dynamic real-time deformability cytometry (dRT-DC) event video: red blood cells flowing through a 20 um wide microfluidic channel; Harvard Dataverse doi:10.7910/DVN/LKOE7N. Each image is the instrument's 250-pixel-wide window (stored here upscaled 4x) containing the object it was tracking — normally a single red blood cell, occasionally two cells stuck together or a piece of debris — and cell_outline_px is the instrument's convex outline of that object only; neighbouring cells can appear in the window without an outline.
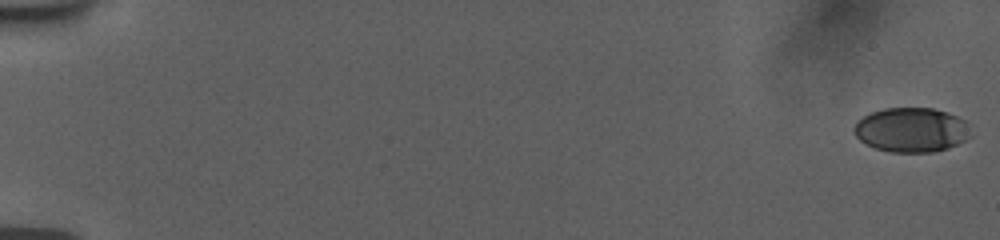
{"species": "human", "species_latin": "Homo sapiens", "temperature_condition": "room temperature", "stored_images_in_passage": 57, "camera_frame_rate_fps": 3000, "um_per_image_px": 0.085, "donor": {"sex": "female"}, "frame": {"image": 1, "passage_image": 1, "time_ms": 0.0, "image_size_px": [1000, 240], "cell_outline_px": [[972, 136], [948, 148], [932, 152], [892, 152], [876, 148], [860, 140], [856, 136], [852, 128], [864, 116], [872, 112], [884, 108], [932, 108], [948, 112], [972, 124]], "centroid_in_image_um": [77.53, 11.03], "position_along_channel_um": 7.5, "area_um2": 30.35}}
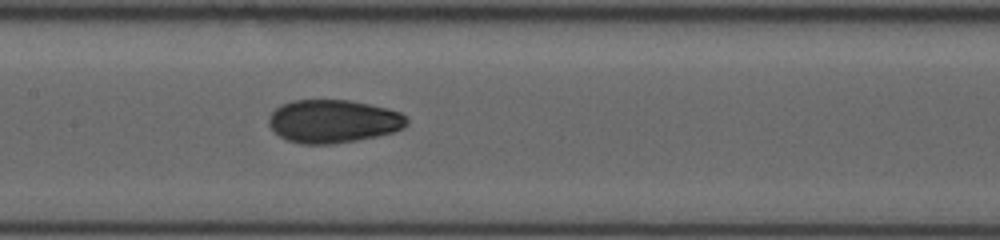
{"frame": {"image": 2, "passage_image": 30, "time_ms": 9.667, "image_size_px": [1000, 240], "cell_outline_px": [[408, 124], [404, 128], [392, 132], [376, 136], [356, 140], [332, 144], [300, 144], [288, 140], [280, 136], [268, 124], [268, 120], [272, 112], [280, 104], [292, 100], [352, 100], [388, 108], [400, 112], [408, 120]], "centroid_in_image_um": [28.33, 10.3], "position_along_channel_um": 179.1, "area_um2": 34.74}}
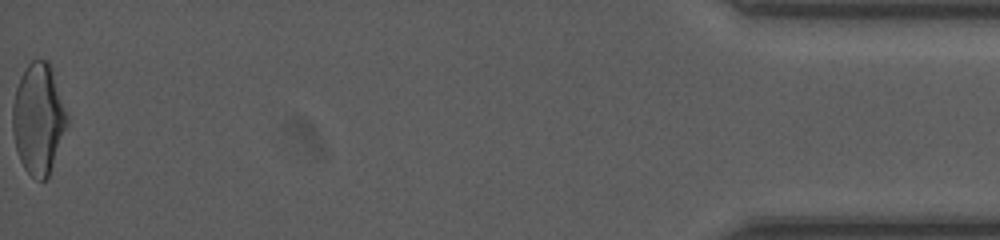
{"frame": {"image": 3, "passage_image": 57, "time_ms": 18.667, "image_size_px": [1000, 240], "cell_outline_px": [[68, 124], [48, 176], [44, 180], [40, 180], [32, 176], [24, 168], [20, 160], [16, 148], [12, 132], [12, 104], [16, 88], [20, 76], [28, 64], [32, 60], [48, 60], [68, 116]], "centroid_in_image_um": [3.24, 10.09], "position_along_channel_um": 432.0, "area_um2": 34.85}, "authors_computed_cell_mechanics": {"area_um2": 33.3506, "velocity_mm_per_s": 3.7797, "shape_relaxation_time_tau1_ms": 5.838, "shape_relaxation_time_tau2_ms": 1.6525, "deformation_change_tau1": 0.1632, "deformation_change_tau2": 0.0575}}